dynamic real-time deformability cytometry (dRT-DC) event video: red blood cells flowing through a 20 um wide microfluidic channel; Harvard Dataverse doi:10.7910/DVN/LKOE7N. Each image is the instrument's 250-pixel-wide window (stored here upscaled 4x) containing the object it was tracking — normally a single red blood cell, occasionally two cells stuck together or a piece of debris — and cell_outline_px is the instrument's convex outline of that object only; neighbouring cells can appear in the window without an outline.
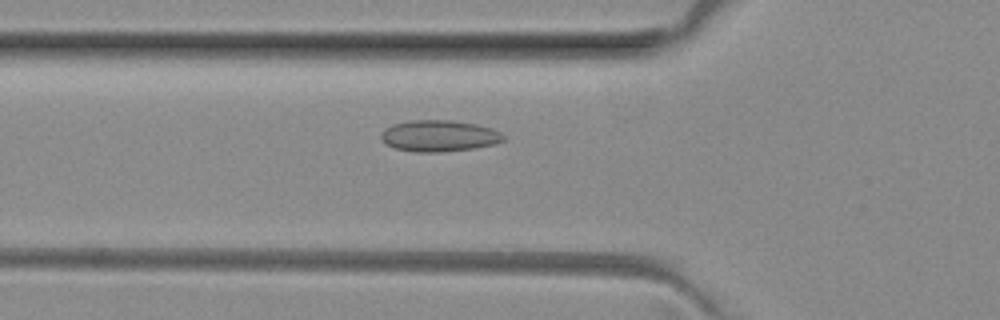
{"species": "common noctule bat (a hibernating species)", "species_latin": "Nyctalus noctula", "temperature_condition": "room temperature", "stored_images_in_passage": 36, "camera_frame_rate_fps": 3000, "um_per_image_px": 0.085, "animal": {"sex": "female", "body_mass_g": 29.2, "forearm_length_mm": 56.3}, "frame": {"image": 1, "passage_image": 3, "time_ms": 0.667, "image_size_px": [1000, 320], "cell_outline_px": [[504, 140], [496, 144], [472, 148], [440, 152], [412, 152], [396, 148], [384, 144], [380, 140], [380, 132], [384, 128], [392, 124], [408, 120], [448, 120], [476, 124], [492, 128], [500, 132], [504, 136]], "centroid_in_image_um": [37.26, 11.55], "position_along_channel_um": 88.5, "area_um2": 22.6}}
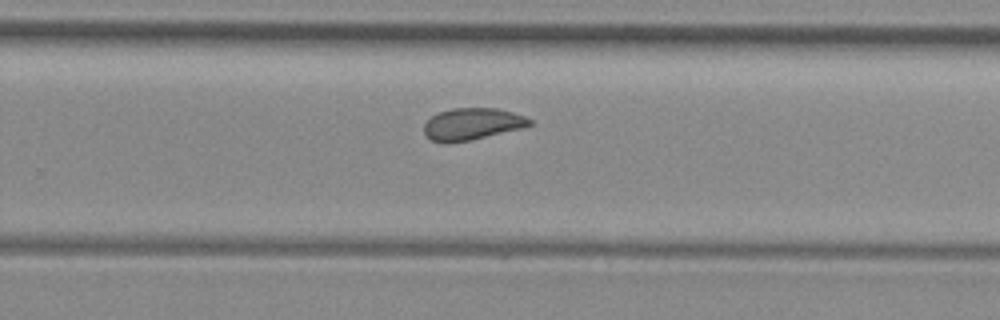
{"frame": {"image": 2, "passage_image": 18, "time_ms": 5.667, "image_size_px": [1000, 320], "cell_outline_px": [[532, 124], [520, 128], [468, 140], [432, 140], [424, 132], [424, 124], [432, 116], [440, 112], [452, 108], [496, 108], [512, 112], [524, 116], [532, 120]], "centroid_in_image_um": [40.16, 10.49], "position_along_channel_um": 289.6, "area_um2": 18.73}}
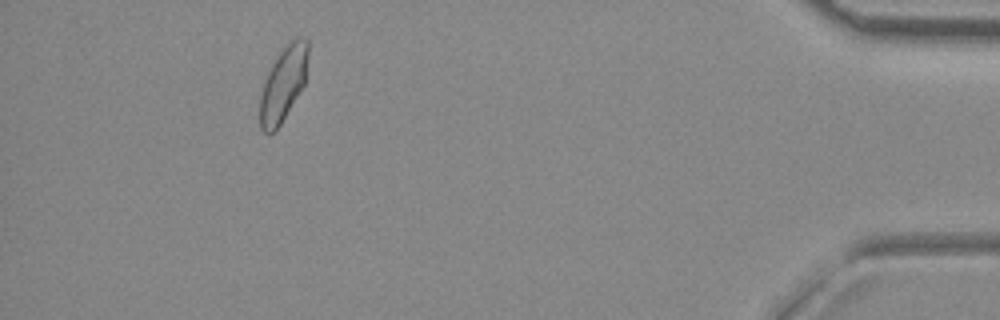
{"frame": {"image": 3, "passage_image": 32, "time_ms": 10.333, "image_size_px": [1000, 320], "cell_outline_px": [[308, 56], [304, 84], [280, 124], [272, 132], [264, 132], [260, 128], [260, 96], [268, 72], [276, 56], [292, 40], [300, 36], [308, 40]], "centroid_in_image_um": [24.08, 7.1], "position_along_channel_um": 411.1, "area_um2": 20.35}, "authors_computed_cell_mechanics": {"area_um2": 20.2589, "velocity_mm_per_s": 4.0258, "shape_relaxation_time_tau1_ms": null, "shape_relaxation_time_tau2_ms": 1.2885, "deformation_change_tau1": null, "deformation_change_tau2": 0.0632}}